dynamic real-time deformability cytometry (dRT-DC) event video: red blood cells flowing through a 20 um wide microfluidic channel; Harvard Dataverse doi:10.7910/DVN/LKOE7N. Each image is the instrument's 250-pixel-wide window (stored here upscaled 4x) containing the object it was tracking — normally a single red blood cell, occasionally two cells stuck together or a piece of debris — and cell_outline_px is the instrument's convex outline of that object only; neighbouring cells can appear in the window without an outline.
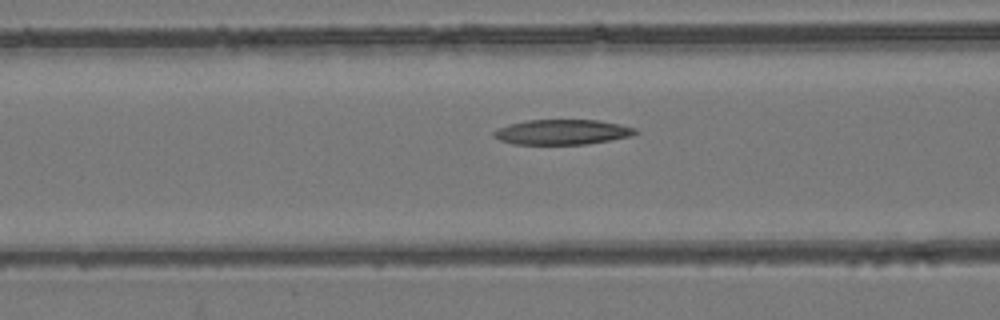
{"species": "common noctule bat (a hibernating species)", "species_latin": "Nyctalus noctula", "temperature_condition": "room temperature", "stored_images_in_passage": 54, "camera_frame_rate_fps": 3000, "um_per_image_px": 0.085, "animal": {"sex": "female", "body_mass_g": 24.6, "forearm_length_mm": 56.2}, "frame": {"image": 1, "passage_image": 22, "time_ms": 7.0, "image_size_px": [1000, 320], "cell_outline_px": [[640, 132], [632, 136], [588, 144], [512, 144], [500, 140], [492, 136], [492, 132], [508, 124], [528, 120], [600, 120], [620, 124], [636, 128]], "centroid_in_image_um": [47.82, 11.22], "position_along_channel_um": 118.8, "area_um2": 20.81}}
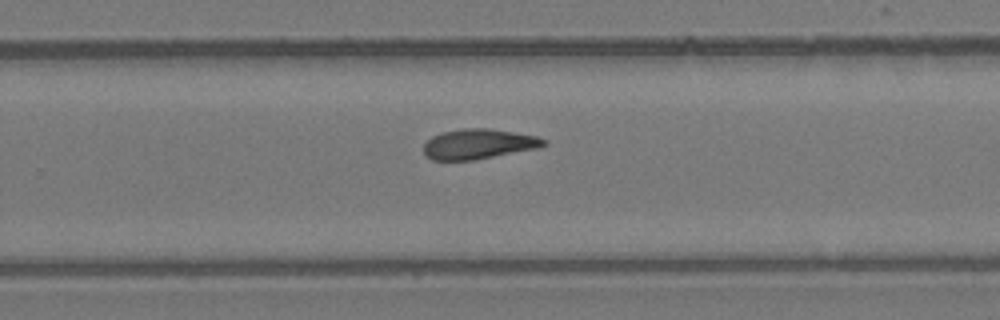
{"frame": {"image": 2, "passage_image": 35, "time_ms": 11.333, "image_size_px": [1000, 320], "cell_outline_px": [[548, 144], [540, 148], [476, 160], [432, 160], [424, 152], [424, 144], [432, 136], [440, 132], [464, 128], [488, 128], [536, 136], [548, 140]], "centroid_in_image_um": [40.71, 12.24], "position_along_channel_um": 289.1, "area_um2": 21.21}}
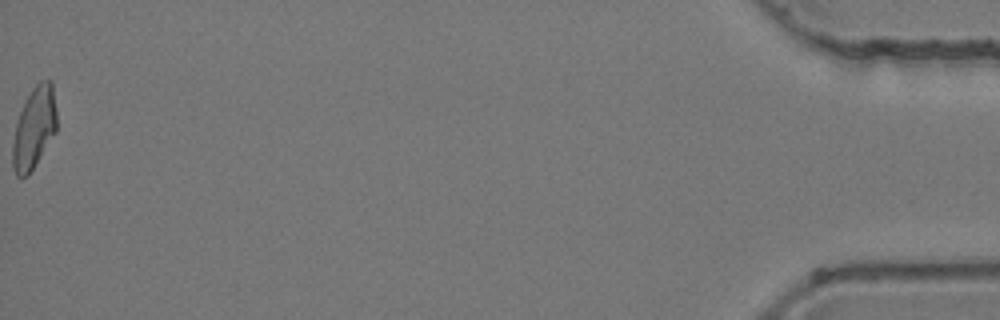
{"frame": {"image": 3, "passage_image": 54, "time_ms": 17.667, "image_size_px": [1000, 320], "cell_outline_px": [[56, 132], [28, 176], [16, 176], [12, 168], [12, 144], [16, 124], [20, 112], [32, 88], [40, 80], [52, 80], [56, 108]], "centroid_in_image_um": [2.9, 10.88], "position_along_channel_um": 432.3, "area_um2": 20.92}, "authors_computed_cell_mechanics": {"area_um2": 21.3282, "velocity_mm_per_s": 3.9385, "shape_relaxation_time_tau1_ms": null, "shape_relaxation_time_tau2_ms": 3.8958, "deformation_change_tau1": null, "deformation_change_tau2": 0.1257}}